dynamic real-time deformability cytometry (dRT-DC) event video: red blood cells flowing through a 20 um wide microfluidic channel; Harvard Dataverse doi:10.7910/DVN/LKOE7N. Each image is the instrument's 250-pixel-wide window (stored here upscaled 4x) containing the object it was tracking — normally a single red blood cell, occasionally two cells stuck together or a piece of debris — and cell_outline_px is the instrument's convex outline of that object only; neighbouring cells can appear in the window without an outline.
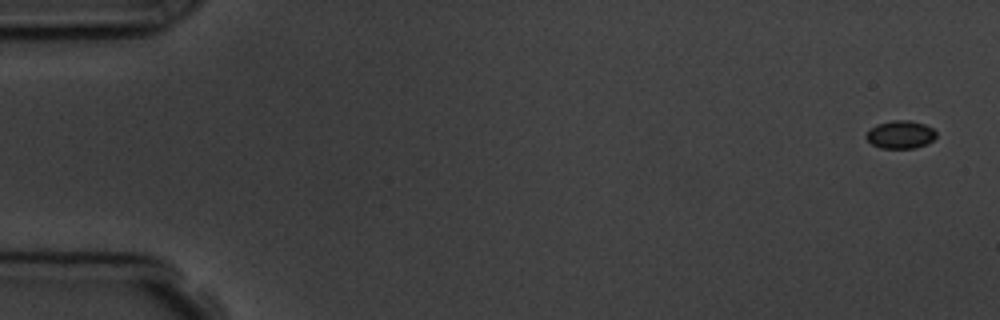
{"species": "common noctule bat (a hibernating species)", "species_latin": "Nyctalus noctula", "temperature_condition": "room temperature", "stored_images_in_passage": 6, "camera_frame_rate_fps": 3000, "um_per_image_px": 0.085, "animal": {"sex": "male", "body_mass_g": 19.5, "forearm_length_mm": 54.6}, "frame": {"image": 1, "passage_image": 1, "time_ms": 0.0, "image_size_px": [1000, 320], "cell_outline_px": [[936, 136], [928, 144], [916, 148], [880, 148], [872, 144], [864, 136], [868, 128], [876, 124], [892, 120], [908, 120], [924, 124], [932, 128], [936, 132]], "centroid_in_image_um": [76.51, 11.43], "position_along_channel_um": 8.5, "area_um2": 11.56}}